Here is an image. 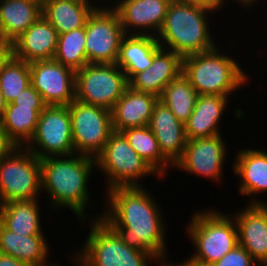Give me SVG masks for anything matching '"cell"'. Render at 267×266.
<instances>
[{
	"label": "cell",
	"instance_id": "83f0119b",
	"mask_svg": "<svg viewBox=\"0 0 267 266\" xmlns=\"http://www.w3.org/2000/svg\"><path fill=\"white\" fill-rule=\"evenodd\" d=\"M39 199L0 204V221L11 231L24 236L45 235Z\"/></svg>",
	"mask_w": 267,
	"mask_h": 266
},
{
	"label": "cell",
	"instance_id": "5bb4252c",
	"mask_svg": "<svg viewBox=\"0 0 267 266\" xmlns=\"http://www.w3.org/2000/svg\"><path fill=\"white\" fill-rule=\"evenodd\" d=\"M31 85L46 105H69L75 100V71L59 62L30 63Z\"/></svg>",
	"mask_w": 267,
	"mask_h": 266
},
{
	"label": "cell",
	"instance_id": "277c9868",
	"mask_svg": "<svg viewBox=\"0 0 267 266\" xmlns=\"http://www.w3.org/2000/svg\"><path fill=\"white\" fill-rule=\"evenodd\" d=\"M218 46L207 52L183 57L182 74L199 95L232 98L235 91L250 81V76L240 67L242 64L230 55L231 52L227 54Z\"/></svg>",
	"mask_w": 267,
	"mask_h": 266
},
{
	"label": "cell",
	"instance_id": "484cf974",
	"mask_svg": "<svg viewBox=\"0 0 267 266\" xmlns=\"http://www.w3.org/2000/svg\"><path fill=\"white\" fill-rule=\"evenodd\" d=\"M156 36L126 34L121 42L116 64L128 81L152 65L154 53L160 48Z\"/></svg>",
	"mask_w": 267,
	"mask_h": 266
},
{
	"label": "cell",
	"instance_id": "cb8c5ba5",
	"mask_svg": "<svg viewBox=\"0 0 267 266\" xmlns=\"http://www.w3.org/2000/svg\"><path fill=\"white\" fill-rule=\"evenodd\" d=\"M42 16V5L30 0H0V40L13 43Z\"/></svg>",
	"mask_w": 267,
	"mask_h": 266
},
{
	"label": "cell",
	"instance_id": "e575fe53",
	"mask_svg": "<svg viewBox=\"0 0 267 266\" xmlns=\"http://www.w3.org/2000/svg\"><path fill=\"white\" fill-rule=\"evenodd\" d=\"M17 145L9 138L0 123V161L10 154Z\"/></svg>",
	"mask_w": 267,
	"mask_h": 266
},
{
	"label": "cell",
	"instance_id": "f1b7e54d",
	"mask_svg": "<svg viewBox=\"0 0 267 266\" xmlns=\"http://www.w3.org/2000/svg\"><path fill=\"white\" fill-rule=\"evenodd\" d=\"M122 133L134 151L164 180L173 165L162 155L152 130L142 126L123 130Z\"/></svg>",
	"mask_w": 267,
	"mask_h": 266
},
{
	"label": "cell",
	"instance_id": "ba28073f",
	"mask_svg": "<svg viewBox=\"0 0 267 266\" xmlns=\"http://www.w3.org/2000/svg\"><path fill=\"white\" fill-rule=\"evenodd\" d=\"M40 159L26 147H16L0 161V204L40 199Z\"/></svg>",
	"mask_w": 267,
	"mask_h": 266
},
{
	"label": "cell",
	"instance_id": "d6986e66",
	"mask_svg": "<svg viewBox=\"0 0 267 266\" xmlns=\"http://www.w3.org/2000/svg\"><path fill=\"white\" fill-rule=\"evenodd\" d=\"M148 127L154 133L162 155L174 166L182 157L186 146L185 124L158 99Z\"/></svg>",
	"mask_w": 267,
	"mask_h": 266
},
{
	"label": "cell",
	"instance_id": "52a82bcc",
	"mask_svg": "<svg viewBox=\"0 0 267 266\" xmlns=\"http://www.w3.org/2000/svg\"><path fill=\"white\" fill-rule=\"evenodd\" d=\"M95 160L97 170L106 177L105 191L115 187L142 186L140 180L145 177L163 179L134 151L122 132L111 133Z\"/></svg>",
	"mask_w": 267,
	"mask_h": 266
},
{
	"label": "cell",
	"instance_id": "836d02e7",
	"mask_svg": "<svg viewBox=\"0 0 267 266\" xmlns=\"http://www.w3.org/2000/svg\"><path fill=\"white\" fill-rule=\"evenodd\" d=\"M12 103L17 105H46L42 96L32 85L23 90Z\"/></svg>",
	"mask_w": 267,
	"mask_h": 266
},
{
	"label": "cell",
	"instance_id": "9a60e30c",
	"mask_svg": "<svg viewBox=\"0 0 267 266\" xmlns=\"http://www.w3.org/2000/svg\"><path fill=\"white\" fill-rule=\"evenodd\" d=\"M118 1H112V8L118 13L125 34L151 36H157L160 32L171 2V0Z\"/></svg>",
	"mask_w": 267,
	"mask_h": 266
},
{
	"label": "cell",
	"instance_id": "603a6c76",
	"mask_svg": "<svg viewBox=\"0 0 267 266\" xmlns=\"http://www.w3.org/2000/svg\"><path fill=\"white\" fill-rule=\"evenodd\" d=\"M230 101L229 97L219 95H198L195 108L185 123L187 140L221 134L219 124Z\"/></svg>",
	"mask_w": 267,
	"mask_h": 266
},
{
	"label": "cell",
	"instance_id": "4fadbf2b",
	"mask_svg": "<svg viewBox=\"0 0 267 266\" xmlns=\"http://www.w3.org/2000/svg\"><path fill=\"white\" fill-rule=\"evenodd\" d=\"M223 140L226 141L221 134L187 140L183 155L174 164L173 170L195 174L219 184L225 175L223 169L228 153V142Z\"/></svg>",
	"mask_w": 267,
	"mask_h": 266
},
{
	"label": "cell",
	"instance_id": "f35d334b",
	"mask_svg": "<svg viewBox=\"0 0 267 266\" xmlns=\"http://www.w3.org/2000/svg\"><path fill=\"white\" fill-rule=\"evenodd\" d=\"M230 1H232V2L235 1L233 3H237V4L241 5V7H243L244 10H246V9L249 10V8L251 10V7L253 6V4L256 5L258 2H260L259 0H230Z\"/></svg>",
	"mask_w": 267,
	"mask_h": 266
},
{
	"label": "cell",
	"instance_id": "1f68e13d",
	"mask_svg": "<svg viewBox=\"0 0 267 266\" xmlns=\"http://www.w3.org/2000/svg\"><path fill=\"white\" fill-rule=\"evenodd\" d=\"M30 85V63L13 56L0 73V90L5 102H12Z\"/></svg>",
	"mask_w": 267,
	"mask_h": 266
},
{
	"label": "cell",
	"instance_id": "6da1fadb",
	"mask_svg": "<svg viewBox=\"0 0 267 266\" xmlns=\"http://www.w3.org/2000/svg\"><path fill=\"white\" fill-rule=\"evenodd\" d=\"M148 190L143 185L115 187L105 191L106 205L94 218L101 217L129 247L151 252L165 264L170 256L166 244L168 227L162 207L157 204L158 199Z\"/></svg>",
	"mask_w": 267,
	"mask_h": 266
},
{
	"label": "cell",
	"instance_id": "4dcf8cb0",
	"mask_svg": "<svg viewBox=\"0 0 267 266\" xmlns=\"http://www.w3.org/2000/svg\"><path fill=\"white\" fill-rule=\"evenodd\" d=\"M85 39V26L58 34L57 49L53 59L74 71L82 69L88 64Z\"/></svg>",
	"mask_w": 267,
	"mask_h": 266
},
{
	"label": "cell",
	"instance_id": "d6a6232c",
	"mask_svg": "<svg viewBox=\"0 0 267 266\" xmlns=\"http://www.w3.org/2000/svg\"><path fill=\"white\" fill-rule=\"evenodd\" d=\"M211 266H260L240 245L235 246Z\"/></svg>",
	"mask_w": 267,
	"mask_h": 266
},
{
	"label": "cell",
	"instance_id": "2e32d148",
	"mask_svg": "<svg viewBox=\"0 0 267 266\" xmlns=\"http://www.w3.org/2000/svg\"><path fill=\"white\" fill-rule=\"evenodd\" d=\"M231 162L233 172L238 176V192L251 198L248 204H267L258 194L267 193V152L261 149L241 148ZM258 196V199H257ZM265 201V202H264Z\"/></svg>",
	"mask_w": 267,
	"mask_h": 266
},
{
	"label": "cell",
	"instance_id": "9c48e42d",
	"mask_svg": "<svg viewBox=\"0 0 267 266\" xmlns=\"http://www.w3.org/2000/svg\"><path fill=\"white\" fill-rule=\"evenodd\" d=\"M129 87L128 78L116 64H86L75 71V99L109 110Z\"/></svg>",
	"mask_w": 267,
	"mask_h": 266
},
{
	"label": "cell",
	"instance_id": "8992f818",
	"mask_svg": "<svg viewBox=\"0 0 267 266\" xmlns=\"http://www.w3.org/2000/svg\"><path fill=\"white\" fill-rule=\"evenodd\" d=\"M185 227L195 253L187 260L198 266H211L238 245L233 215L207 208L194 211Z\"/></svg>",
	"mask_w": 267,
	"mask_h": 266
},
{
	"label": "cell",
	"instance_id": "d4e9b609",
	"mask_svg": "<svg viewBox=\"0 0 267 266\" xmlns=\"http://www.w3.org/2000/svg\"><path fill=\"white\" fill-rule=\"evenodd\" d=\"M92 0H46L42 15L58 34L84 27L89 15L97 7Z\"/></svg>",
	"mask_w": 267,
	"mask_h": 266
},
{
	"label": "cell",
	"instance_id": "ffe728a7",
	"mask_svg": "<svg viewBox=\"0 0 267 266\" xmlns=\"http://www.w3.org/2000/svg\"><path fill=\"white\" fill-rule=\"evenodd\" d=\"M57 42V30L42 15L12 43L13 56L27 63L52 60Z\"/></svg>",
	"mask_w": 267,
	"mask_h": 266
},
{
	"label": "cell",
	"instance_id": "30bf717a",
	"mask_svg": "<svg viewBox=\"0 0 267 266\" xmlns=\"http://www.w3.org/2000/svg\"><path fill=\"white\" fill-rule=\"evenodd\" d=\"M107 3L97 4L85 24V48L90 64L116 63L122 39L126 35L118 13Z\"/></svg>",
	"mask_w": 267,
	"mask_h": 266
},
{
	"label": "cell",
	"instance_id": "b9f144b4",
	"mask_svg": "<svg viewBox=\"0 0 267 266\" xmlns=\"http://www.w3.org/2000/svg\"><path fill=\"white\" fill-rule=\"evenodd\" d=\"M30 1H32V2H35V3H38V4H40V5H44V2L46 1V0H30Z\"/></svg>",
	"mask_w": 267,
	"mask_h": 266
},
{
	"label": "cell",
	"instance_id": "f546056e",
	"mask_svg": "<svg viewBox=\"0 0 267 266\" xmlns=\"http://www.w3.org/2000/svg\"><path fill=\"white\" fill-rule=\"evenodd\" d=\"M198 95L195 88L181 73L165 87L159 100L172 111L179 121L185 124L195 108Z\"/></svg>",
	"mask_w": 267,
	"mask_h": 266
},
{
	"label": "cell",
	"instance_id": "8fae6325",
	"mask_svg": "<svg viewBox=\"0 0 267 266\" xmlns=\"http://www.w3.org/2000/svg\"><path fill=\"white\" fill-rule=\"evenodd\" d=\"M69 113L75 153L95 158L113 132L111 110L75 99Z\"/></svg>",
	"mask_w": 267,
	"mask_h": 266
},
{
	"label": "cell",
	"instance_id": "5b68a950",
	"mask_svg": "<svg viewBox=\"0 0 267 266\" xmlns=\"http://www.w3.org/2000/svg\"><path fill=\"white\" fill-rule=\"evenodd\" d=\"M88 225L90 232L83 246L71 256L74 266H150L151 262L163 266L151 252L129 247L101 217L92 216Z\"/></svg>",
	"mask_w": 267,
	"mask_h": 266
},
{
	"label": "cell",
	"instance_id": "ab89813d",
	"mask_svg": "<svg viewBox=\"0 0 267 266\" xmlns=\"http://www.w3.org/2000/svg\"><path fill=\"white\" fill-rule=\"evenodd\" d=\"M163 266H198V265H195L186 259L185 261L182 260L181 262H178L177 264L172 263V261L170 263V261H169V262H166L165 264H163Z\"/></svg>",
	"mask_w": 267,
	"mask_h": 266
},
{
	"label": "cell",
	"instance_id": "7bdbcfd3",
	"mask_svg": "<svg viewBox=\"0 0 267 266\" xmlns=\"http://www.w3.org/2000/svg\"><path fill=\"white\" fill-rule=\"evenodd\" d=\"M225 5L230 2V0H221ZM228 2V3H227Z\"/></svg>",
	"mask_w": 267,
	"mask_h": 266
},
{
	"label": "cell",
	"instance_id": "d590c367",
	"mask_svg": "<svg viewBox=\"0 0 267 266\" xmlns=\"http://www.w3.org/2000/svg\"><path fill=\"white\" fill-rule=\"evenodd\" d=\"M174 2L195 5L205 9H224V3L221 0H171Z\"/></svg>",
	"mask_w": 267,
	"mask_h": 266
},
{
	"label": "cell",
	"instance_id": "3957f363",
	"mask_svg": "<svg viewBox=\"0 0 267 266\" xmlns=\"http://www.w3.org/2000/svg\"><path fill=\"white\" fill-rule=\"evenodd\" d=\"M216 11L222 10L171 1L163 26L156 36L158 43L182 58L214 49L219 44L211 34L208 15L211 18Z\"/></svg>",
	"mask_w": 267,
	"mask_h": 266
},
{
	"label": "cell",
	"instance_id": "44dd1931",
	"mask_svg": "<svg viewBox=\"0 0 267 266\" xmlns=\"http://www.w3.org/2000/svg\"><path fill=\"white\" fill-rule=\"evenodd\" d=\"M47 240L44 235L14 233L0 221V254L12 256L26 266H57L49 261L51 250Z\"/></svg>",
	"mask_w": 267,
	"mask_h": 266
},
{
	"label": "cell",
	"instance_id": "e0dca14e",
	"mask_svg": "<svg viewBox=\"0 0 267 266\" xmlns=\"http://www.w3.org/2000/svg\"><path fill=\"white\" fill-rule=\"evenodd\" d=\"M232 215L240 244L260 265L267 266V204H247Z\"/></svg>",
	"mask_w": 267,
	"mask_h": 266
},
{
	"label": "cell",
	"instance_id": "8d00e7d4",
	"mask_svg": "<svg viewBox=\"0 0 267 266\" xmlns=\"http://www.w3.org/2000/svg\"><path fill=\"white\" fill-rule=\"evenodd\" d=\"M13 57L12 44L0 40V73L8 61Z\"/></svg>",
	"mask_w": 267,
	"mask_h": 266
},
{
	"label": "cell",
	"instance_id": "74e56055",
	"mask_svg": "<svg viewBox=\"0 0 267 266\" xmlns=\"http://www.w3.org/2000/svg\"><path fill=\"white\" fill-rule=\"evenodd\" d=\"M0 266H26V265L12 256L0 254Z\"/></svg>",
	"mask_w": 267,
	"mask_h": 266
},
{
	"label": "cell",
	"instance_id": "ac0fdd59",
	"mask_svg": "<svg viewBox=\"0 0 267 266\" xmlns=\"http://www.w3.org/2000/svg\"><path fill=\"white\" fill-rule=\"evenodd\" d=\"M182 59L175 52L160 47L154 53L152 65L136 73L128 81L129 87L160 97L165 87L182 73Z\"/></svg>",
	"mask_w": 267,
	"mask_h": 266
},
{
	"label": "cell",
	"instance_id": "7402d4cb",
	"mask_svg": "<svg viewBox=\"0 0 267 266\" xmlns=\"http://www.w3.org/2000/svg\"><path fill=\"white\" fill-rule=\"evenodd\" d=\"M159 97L128 87L111 109L113 131L148 126Z\"/></svg>",
	"mask_w": 267,
	"mask_h": 266
},
{
	"label": "cell",
	"instance_id": "7c38bea8",
	"mask_svg": "<svg viewBox=\"0 0 267 266\" xmlns=\"http://www.w3.org/2000/svg\"><path fill=\"white\" fill-rule=\"evenodd\" d=\"M25 147L39 159L74 154L69 105H47Z\"/></svg>",
	"mask_w": 267,
	"mask_h": 266
},
{
	"label": "cell",
	"instance_id": "7a4b0ae2",
	"mask_svg": "<svg viewBox=\"0 0 267 266\" xmlns=\"http://www.w3.org/2000/svg\"><path fill=\"white\" fill-rule=\"evenodd\" d=\"M42 168V192L50 200V208H69L80 223L87 224L85 211L90 207L89 180L96 169L95 158L82 154L53 156L40 159ZM91 175V176H90ZM89 186V187H88ZM89 205V206H88Z\"/></svg>",
	"mask_w": 267,
	"mask_h": 266
},
{
	"label": "cell",
	"instance_id": "60d3db41",
	"mask_svg": "<svg viewBox=\"0 0 267 266\" xmlns=\"http://www.w3.org/2000/svg\"><path fill=\"white\" fill-rule=\"evenodd\" d=\"M7 103L5 102L3 95L0 90V119L2 118L5 108H6Z\"/></svg>",
	"mask_w": 267,
	"mask_h": 266
},
{
	"label": "cell",
	"instance_id": "4316f807",
	"mask_svg": "<svg viewBox=\"0 0 267 266\" xmlns=\"http://www.w3.org/2000/svg\"><path fill=\"white\" fill-rule=\"evenodd\" d=\"M47 105H6L0 119L3 129L17 147H25L35 134L41 112Z\"/></svg>",
	"mask_w": 267,
	"mask_h": 266
}]
</instances>
